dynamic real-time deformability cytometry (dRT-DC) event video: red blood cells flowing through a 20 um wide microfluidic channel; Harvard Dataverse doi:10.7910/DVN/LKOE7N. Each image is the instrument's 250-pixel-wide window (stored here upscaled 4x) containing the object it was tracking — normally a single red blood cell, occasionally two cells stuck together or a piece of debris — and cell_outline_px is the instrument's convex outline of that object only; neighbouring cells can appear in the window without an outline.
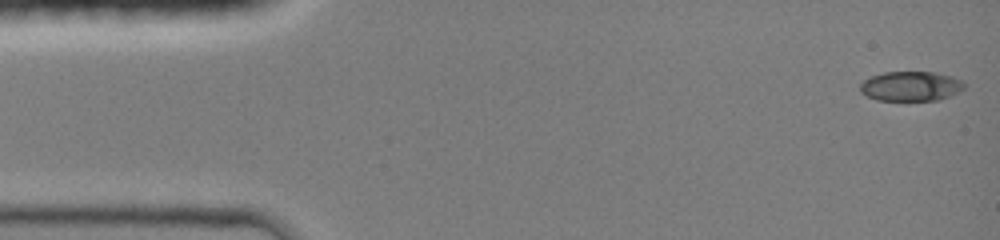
{"species": "common noctule bat (a hibernating species)", "species_latin": "Nyctalus noctula", "temperature_condition": "room temperature", "stored_images_in_passage": 35, "camera_frame_rate_fps": 3000, "um_per_image_px": 0.085, "animal": {"sex": "female", "body_mass_g": 19.0, "forearm_length_mm": 51.5}, "frame": {"image": 1, "passage_image": 1, "time_ms": 0.0, "image_size_px": [1000, 240], "cell_outline_px": [[964, 88], [940, 100], [876, 100], [860, 92], [860, 84], [864, 80], [872, 76], [884, 72], [936, 72], [952, 76], [960, 80], [964, 84]], "centroid_in_image_um": [77.4, 7.32], "position_along_channel_um": 7.6, "area_um2": 17.86}}
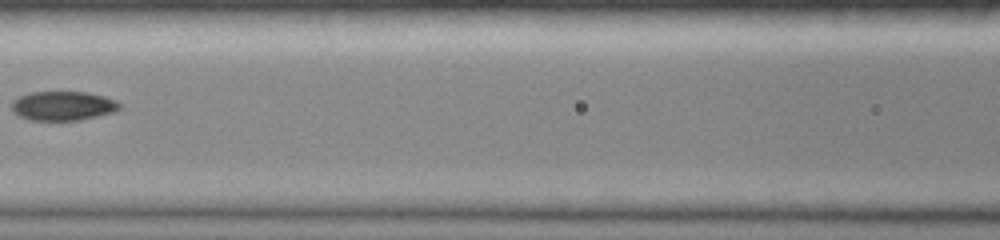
{"frame": {"image": 2, "passage_image": 15, "time_ms": 6.333, "image_size_px": [1000, 240], "cell_outline_px": [[124, 108], [116, 112], [80, 120], [32, 120], [20, 116], [12, 112], [12, 100], [28, 92], [88, 92], [104, 96], [116, 100], [124, 104]], "centroid_in_image_um": [5.43, 8.99], "position_along_channel_um": 161.2, "area_um2": 18.73}}
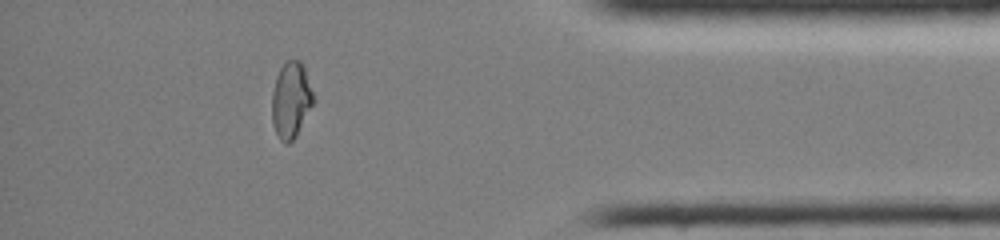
{"frame": {"image": 3, "passage_image": 30, "time_ms": 12.667, "image_size_px": [1000, 240], "cell_outline_px": [[312, 104], [296, 136], [288, 144], [284, 144], [280, 140], [272, 124], [272, 92], [276, 76], [280, 68], [288, 60], [300, 60], [304, 64], [312, 92]], "centroid_in_image_um": [24.7, 8.5], "position_along_channel_um": 410.5, "area_um2": 18.15}, "authors_computed_cell_mechanics": {"area_um2": 18.9584, "velocity_mm_per_s": 4.2844, "shape_relaxation_time_tau1_ms": 11.2473, "shape_relaxation_time_tau2_ms": 3.0406, "deformation_change_tau1": 0.3149, "deformation_change_tau2": 0.0534}}